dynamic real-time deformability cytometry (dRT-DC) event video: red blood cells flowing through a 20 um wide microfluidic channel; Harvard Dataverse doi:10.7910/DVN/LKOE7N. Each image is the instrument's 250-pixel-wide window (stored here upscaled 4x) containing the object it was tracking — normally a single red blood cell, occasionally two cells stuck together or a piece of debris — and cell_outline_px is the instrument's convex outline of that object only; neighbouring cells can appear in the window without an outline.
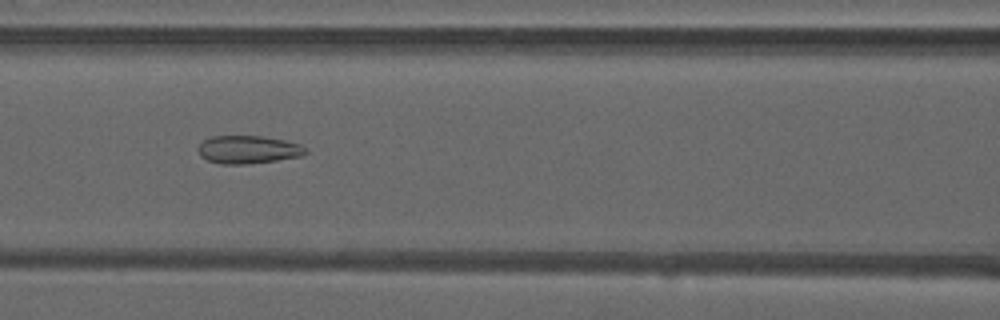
{"species": "common noctule bat (a hibernating species)", "species_latin": "Nyctalus noctula", "temperature_condition": "warm", "stored_images_in_passage": 42, "camera_frame_rate_fps": 3000, "um_per_image_px": 0.085, "animal": {"sex": "male", "forearm_length_mm": 52.5}, "frame": {"image": 1, "passage_image": 20, "time_ms": 6.333, "image_size_px": [1000, 320], "cell_outline_px": [[308, 152], [304, 156], [276, 160], [244, 164], [220, 164], [208, 160], [200, 156], [196, 148], [204, 140], [212, 136], [264, 136], [284, 140], [300, 144], [308, 148]], "centroid_in_image_um": [21.11, 12.71], "position_along_channel_um": 145.5, "area_um2": 17.69}}
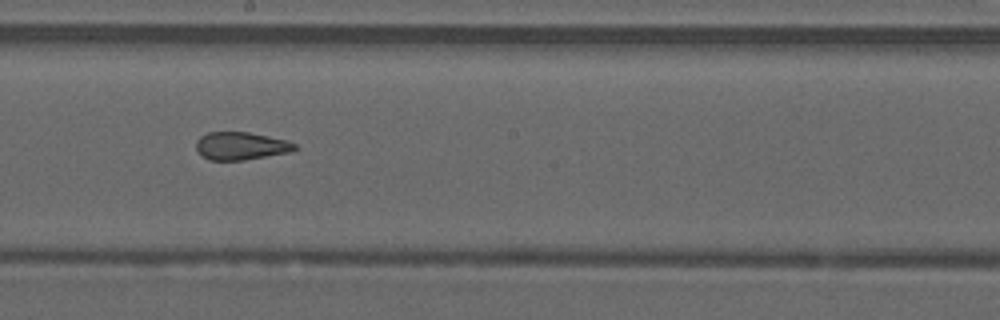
{"frame": {"image": 2, "passage_image": 26, "time_ms": 8.333, "image_size_px": [1000, 320], "cell_outline_px": [[296, 148], [292, 152], [244, 160], [208, 160], [200, 156], [196, 148], [196, 140], [200, 136], [208, 132], [248, 132], [288, 140], [296, 144]], "centroid_in_image_um": [20.46, 12.41], "position_along_channel_um": 227.7, "area_um2": 16.18}}
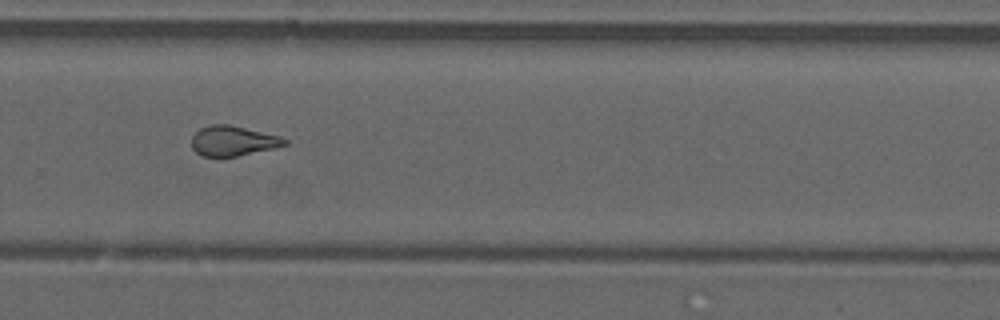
{"frame": {"image": 3, "passage_image": 32, "time_ms": 10.333, "image_size_px": [1000, 320], "cell_outline_px": [[288, 144], [272, 148], [236, 156], [204, 156], [196, 152], [192, 148], [192, 136], [200, 128], [208, 124], [228, 124], [280, 136], [288, 140]], "centroid_in_image_um": [19.78, 11.96], "position_along_channel_um": 310.0, "area_um2": 16.07}, "authors_computed_cell_mechanics": {"area_um2": 17.0799, "velocity_mm_per_s": 4.1215, "shape_relaxation_time_tau1_ms": null, "shape_relaxation_time_tau2_ms": 1.8727, "deformation_change_tau1": null, "deformation_change_tau2": 0.1051}}